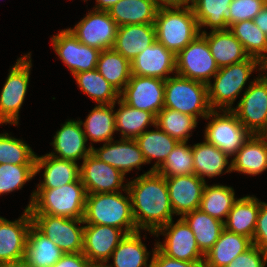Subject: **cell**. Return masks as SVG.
Returning <instances> with one entry per match:
<instances>
[{"mask_svg":"<svg viewBox=\"0 0 267 267\" xmlns=\"http://www.w3.org/2000/svg\"><path fill=\"white\" fill-rule=\"evenodd\" d=\"M137 230L151 235L173 220L166 177L151 169L127 182Z\"/></svg>","mask_w":267,"mask_h":267,"instance_id":"obj_1","label":"cell"},{"mask_svg":"<svg viewBox=\"0 0 267 267\" xmlns=\"http://www.w3.org/2000/svg\"><path fill=\"white\" fill-rule=\"evenodd\" d=\"M25 207L31 214L83 219L87 192L81 180L53 189H35Z\"/></svg>","mask_w":267,"mask_h":267,"instance_id":"obj_2","label":"cell"},{"mask_svg":"<svg viewBox=\"0 0 267 267\" xmlns=\"http://www.w3.org/2000/svg\"><path fill=\"white\" fill-rule=\"evenodd\" d=\"M115 193L87 194L84 224L108 225L122 229L126 234L137 232L128 190Z\"/></svg>","mask_w":267,"mask_h":267,"instance_id":"obj_3","label":"cell"},{"mask_svg":"<svg viewBox=\"0 0 267 267\" xmlns=\"http://www.w3.org/2000/svg\"><path fill=\"white\" fill-rule=\"evenodd\" d=\"M154 25L156 40L175 55L200 34L192 6L159 7Z\"/></svg>","mask_w":267,"mask_h":267,"instance_id":"obj_4","label":"cell"},{"mask_svg":"<svg viewBox=\"0 0 267 267\" xmlns=\"http://www.w3.org/2000/svg\"><path fill=\"white\" fill-rule=\"evenodd\" d=\"M258 69V70H257ZM254 71L260 70V61L249 57L239 63L219 68L214 83L207 84L208 101L212 110H231L238 95Z\"/></svg>","mask_w":267,"mask_h":267,"instance_id":"obj_5","label":"cell"},{"mask_svg":"<svg viewBox=\"0 0 267 267\" xmlns=\"http://www.w3.org/2000/svg\"><path fill=\"white\" fill-rule=\"evenodd\" d=\"M164 108L205 119L212 111L207 85L177 74L165 80Z\"/></svg>","mask_w":267,"mask_h":267,"instance_id":"obj_6","label":"cell"},{"mask_svg":"<svg viewBox=\"0 0 267 267\" xmlns=\"http://www.w3.org/2000/svg\"><path fill=\"white\" fill-rule=\"evenodd\" d=\"M31 67V53H28L20 56L10 68L0 93V124H19V112L27 94Z\"/></svg>","mask_w":267,"mask_h":267,"instance_id":"obj_7","label":"cell"},{"mask_svg":"<svg viewBox=\"0 0 267 267\" xmlns=\"http://www.w3.org/2000/svg\"><path fill=\"white\" fill-rule=\"evenodd\" d=\"M242 94L231 111L251 134L267 135V79L259 74Z\"/></svg>","mask_w":267,"mask_h":267,"instance_id":"obj_8","label":"cell"},{"mask_svg":"<svg viewBox=\"0 0 267 267\" xmlns=\"http://www.w3.org/2000/svg\"><path fill=\"white\" fill-rule=\"evenodd\" d=\"M205 119H209V123L204 130V139L230 157L251 135L231 110H212Z\"/></svg>","mask_w":267,"mask_h":267,"instance_id":"obj_9","label":"cell"},{"mask_svg":"<svg viewBox=\"0 0 267 267\" xmlns=\"http://www.w3.org/2000/svg\"><path fill=\"white\" fill-rule=\"evenodd\" d=\"M154 236L163 235L164 242H156V248L165 256L181 261L204 262V253L199 249L194 233L180 217L174 224H168L157 230Z\"/></svg>","mask_w":267,"mask_h":267,"instance_id":"obj_10","label":"cell"},{"mask_svg":"<svg viewBox=\"0 0 267 267\" xmlns=\"http://www.w3.org/2000/svg\"><path fill=\"white\" fill-rule=\"evenodd\" d=\"M218 70L207 39L202 34L176 55V74L179 76L207 85Z\"/></svg>","mask_w":267,"mask_h":267,"instance_id":"obj_11","label":"cell"},{"mask_svg":"<svg viewBox=\"0 0 267 267\" xmlns=\"http://www.w3.org/2000/svg\"><path fill=\"white\" fill-rule=\"evenodd\" d=\"M33 225L64 253H80L83 249V219L31 214ZM83 224V226L77 225Z\"/></svg>","mask_w":267,"mask_h":267,"instance_id":"obj_12","label":"cell"},{"mask_svg":"<svg viewBox=\"0 0 267 267\" xmlns=\"http://www.w3.org/2000/svg\"><path fill=\"white\" fill-rule=\"evenodd\" d=\"M118 25L108 11L92 9L72 29L68 30L82 43L99 50L113 49Z\"/></svg>","mask_w":267,"mask_h":267,"instance_id":"obj_13","label":"cell"},{"mask_svg":"<svg viewBox=\"0 0 267 267\" xmlns=\"http://www.w3.org/2000/svg\"><path fill=\"white\" fill-rule=\"evenodd\" d=\"M165 80L132 75L120 92V99L129 106L151 112L155 117L164 108Z\"/></svg>","mask_w":267,"mask_h":267,"instance_id":"obj_14","label":"cell"},{"mask_svg":"<svg viewBox=\"0 0 267 267\" xmlns=\"http://www.w3.org/2000/svg\"><path fill=\"white\" fill-rule=\"evenodd\" d=\"M51 42L72 75L96 69L101 50L82 44L68 29L52 36Z\"/></svg>","mask_w":267,"mask_h":267,"instance_id":"obj_15","label":"cell"},{"mask_svg":"<svg viewBox=\"0 0 267 267\" xmlns=\"http://www.w3.org/2000/svg\"><path fill=\"white\" fill-rule=\"evenodd\" d=\"M125 176L120 170L100 161L92 153L80 166V180L87 194L125 191L127 189V184H124Z\"/></svg>","mask_w":267,"mask_h":267,"instance_id":"obj_16","label":"cell"},{"mask_svg":"<svg viewBox=\"0 0 267 267\" xmlns=\"http://www.w3.org/2000/svg\"><path fill=\"white\" fill-rule=\"evenodd\" d=\"M126 233L108 225H84L82 253L93 266L103 267L109 263L111 254Z\"/></svg>","mask_w":267,"mask_h":267,"instance_id":"obj_17","label":"cell"},{"mask_svg":"<svg viewBox=\"0 0 267 267\" xmlns=\"http://www.w3.org/2000/svg\"><path fill=\"white\" fill-rule=\"evenodd\" d=\"M33 224L29 209L17 220L0 216V265L24 259L28 232Z\"/></svg>","mask_w":267,"mask_h":267,"instance_id":"obj_18","label":"cell"},{"mask_svg":"<svg viewBox=\"0 0 267 267\" xmlns=\"http://www.w3.org/2000/svg\"><path fill=\"white\" fill-rule=\"evenodd\" d=\"M92 154L125 175L134 168L140 170L141 165L147 164L135 139L120 138L119 141L113 139L103 143L99 149L93 146Z\"/></svg>","mask_w":267,"mask_h":267,"instance_id":"obj_19","label":"cell"},{"mask_svg":"<svg viewBox=\"0 0 267 267\" xmlns=\"http://www.w3.org/2000/svg\"><path fill=\"white\" fill-rule=\"evenodd\" d=\"M132 75L168 79L176 74V55L157 40L131 61Z\"/></svg>","mask_w":267,"mask_h":267,"instance_id":"obj_20","label":"cell"},{"mask_svg":"<svg viewBox=\"0 0 267 267\" xmlns=\"http://www.w3.org/2000/svg\"><path fill=\"white\" fill-rule=\"evenodd\" d=\"M169 198L174 214H184L199 209L206 181L195 174L166 177Z\"/></svg>","mask_w":267,"mask_h":267,"instance_id":"obj_21","label":"cell"},{"mask_svg":"<svg viewBox=\"0 0 267 267\" xmlns=\"http://www.w3.org/2000/svg\"><path fill=\"white\" fill-rule=\"evenodd\" d=\"M87 139L83 132L80 119L69 120L61 124V128L54 135V140L50 143L54 151L48 153L57 158L70 160L73 162L79 159L84 160L92 153V143L87 148Z\"/></svg>","mask_w":267,"mask_h":267,"instance_id":"obj_22","label":"cell"},{"mask_svg":"<svg viewBox=\"0 0 267 267\" xmlns=\"http://www.w3.org/2000/svg\"><path fill=\"white\" fill-rule=\"evenodd\" d=\"M42 168H44L43 181L37 184V189L58 188L80 179V165L77 162L57 158L49 154L36 156L35 175Z\"/></svg>","mask_w":267,"mask_h":267,"instance_id":"obj_23","label":"cell"},{"mask_svg":"<svg viewBox=\"0 0 267 267\" xmlns=\"http://www.w3.org/2000/svg\"><path fill=\"white\" fill-rule=\"evenodd\" d=\"M231 158L232 172L259 175L267 169V135L251 134Z\"/></svg>","mask_w":267,"mask_h":267,"instance_id":"obj_24","label":"cell"},{"mask_svg":"<svg viewBox=\"0 0 267 267\" xmlns=\"http://www.w3.org/2000/svg\"><path fill=\"white\" fill-rule=\"evenodd\" d=\"M155 41L154 24L122 25L118 27L113 49L132 61Z\"/></svg>","mask_w":267,"mask_h":267,"instance_id":"obj_25","label":"cell"},{"mask_svg":"<svg viewBox=\"0 0 267 267\" xmlns=\"http://www.w3.org/2000/svg\"><path fill=\"white\" fill-rule=\"evenodd\" d=\"M192 152L194 174L202 180L205 181V177L213 178L222 173L232 172L231 159L229 162L230 156L205 139L201 143L192 145Z\"/></svg>","mask_w":267,"mask_h":267,"instance_id":"obj_26","label":"cell"},{"mask_svg":"<svg viewBox=\"0 0 267 267\" xmlns=\"http://www.w3.org/2000/svg\"><path fill=\"white\" fill-rule=\"evenodd\" d=\"M206 39L210 52L219 68L242 62L249 58L242 44L229 30L200 31Z\"/></svg>","mask_w":267,"mask_h":267,"instance_id":"obj_27","label":"cell"},{"mask_svg":"<svg viewBox=\"0 0 267 267\" xmlns=\"http://www.w3.org/2000/svg\"><path fill=\"white\" fill-rule=\"evenodd\" d=\"M253 245L246 236L224 229L213 247L204 255V267H226Z\"/></svg>","mask_w":267,"mask_h":267,"instance_id":"obj_28","label":"cell"},{"mask_svg":"<svg viewBox=\"0 0 267 267\" xmlns=\"http://www.w3.org/2000/svg\"><path fill=\"white\" fill-rule=\"evenodd\" d=\"M159 7L156 0H119L108 12L118 26L154 24Z\"/></svg>","mask_w":267,"mask_h":267,"instance_id":"obj_29","label":"cell"},{"mask_svg":"<svg viewBox=\"0 0 267 267\" xmlns=\"http://www.w3.org/2000/svg\"><path fill=\"white\" fill-rule=\"evenodd\" d=\"M262 202L253 195L238 198L229 211L227 219H225V229L252 240Z\"/></svg>","mask_w":267,"mask_h":267,"instance_id":"obj_30","label":"cell"},{"mask_svg":"<svg viewBox=\"0 0 267 267\" xmlns=\"http://www.w3.org/2000/svg\"><path fill=\"white\" fill-rule=\"evenodd\" d=\"M64 252L41 233L33 224L31 225L26 244L24 260L31 267H52Z\"/></svg>","mask_w":267,"mask_h":267,"instance_id":"obj_31","label":"cell"},{"mask_svg":"<svg viewBox=\"0 0 267 267\" xmlns=\"http://www.w3.org/2000/svg\"><path fill=\"white\" fill-rule=\"evenodd\" d=\"M115 104L95 105L85 121L80 120L87 140L96 143L113 140L114 132H116Z\"/></svg>","mask_w":267,"mask_h":267,"instance_id":"obj_32","label":"cell"},{"mask_svg":"<svg viewBox=\"0 0 267 267\" xmlns=\"http://www.w3.org/2000/svg\"><path fill=\"white\" fill-rule=\"evenodd\" d=\"M140 233L126 234L111 254L113 264L106 263L103 267H151V262H147L150 252L142 243Z\"/></svg>","mask_w":267,"mask_h":267,"instance_id":"obj_33","label":"cell"},{"mask_svg":"<svg viewBox=\"0 0 267 267\" xmlns=\"http://www.w3.org/2000/svg\"><path fill=\"white\" fill-rule=\"evenodd\" d=\"M156 130H146L135 138L144 159L149 164L152 159L156 162L151 167L152 171H156L172 152L178 141L166 132L154 126Z\"/></svg>","mask_w":267,"mask_h":267,"instance_id":"obj_34","label":"cell"},{"mask_svg":"<svg viewBox=\"0 0 267 267\" xmlns=\"http://www.w3.org/2000/svg\"><path fill=\"white\" fill-rule=\"evenodd\" d=\"M182 218L194 233L198 247L204 254L213 247L225 229L224 222L200 209L188 212Z\"/></svg>","mask_w":267,"mask_h":267,"instance_id":"obj_35","label":"cell"},{"mask_svg":"<svg viewBox=\"0 0 267 267\" xmlns=\"http://www.w3.org/2000/svg\"><path fill=\"white\" fill-rule=\"evenodd\" d=\"M233 0H194L192 8L199 24V30L207 27L226 30L231 26L229 5Z\"/></svg>","mask_w":267,"mask_h":267,"instance_id":"obj_36","label":"cell"},{"mask_svg":"<svg viewBox=\"0 0 267 267\" xmlns=\"http://www.w3.org/2000/svg\"><path fill=\"white\" fill-rule=\"evenodd\" d=\"M116 103L119 109L115 111V124L121 138L135 139L146 131L147 126H155L156 117L151 112L135 109L121 99Z\"/></svg>","mask_w":267,"mask_h":267,"instance_id":"obj_37","label":"cell"},{"mask_svg":"<svg viewBox=\"0 0 267 267\" xmlns=\"http://www.w3.org/2000/svg\"><path fill=\"white\" fill-rule=\"evenodd\" d=\"M96 69L119 92L124 89L132 76L131 61L114 49L100 52Z\"/></svg>","mask_w":267,"mask_h":267,"instance_id":"obj_38","label":"cell"},{"mask_svg":"<svg viewBox=\"0 0 267 267\" xmlns=\"http://www.w3.org/2000/svg\"><path fill=\"white\" fill-rule=\"evenodd\" d=\"M237 200L232 187L221 184H205L199 209L211 217L225 222L224 218L227 219L229 211Z\"/></svg>","mask_w":267,"mask_h":267,"instance_id":"obj_39","label":"cell"},{"mask_svg":"<svg viewBox=\"0 0 267 267\" xmlns=\"http://www.w3.org/2000/svg\"><path fill=\"white\" fill-rule=\"evenodd\" d=\"M73 77L79 89L97 105L114 104L120 99V92L108 83L97 69L76 73Z\"/></svg>","mask_w":267,"mask_h":267,"instance_id":"obj_40","label":"cell"},{"mask_svg":"<svg viewBox=\"0 0 267 267\" xmlns=\"http://www.w3.org/2000/svg\"><path fill=\"white\" fill-rule=\"evenodd\" d=\"M197 121L198 119L192 115L163 108L156 115L155 126L178 142H188V139L192 136V130L197 127Z\"/></svg>","mask_w":267,"mask_h":267,"instance_id":"obj_41","label":"cell"},{"mask_svg":"<svg viewBox=\"0 0 267 267\" xmlns=\"http://www.w3.org/2000/svg\"><path fill=\"white\" fill-rule=\"evenodd\" d=\"M229 30L242 44L249 57L261 61L267 55V35L264 34L253 20L236 22Z\"/></svg>","mask_w":267,"mask_h":267,"instance_id":"obj_42","label":"cell"},{"mask_svg":"<svg viewBox=\"0 0 267 267\" xmlns=\"http://www.w3.org/2000/svg\"><path fill=\"white\" fill-rule=\"evenodd\" d=\"M156 172L164 177L194 174L191 144L187 145V142H178Z\"/></svg>","mask_w":267,"mask_h":267,"instance_id":"obj_43","label":"cell"},{"mask_svg":"<svg viewBox=\"0 0 267 267\" xmlns=\"http://www.w3.org/2000/svg\"><path fill=\"white\" fill-rule=\"evenodd\" d=\"M36 156L23 140L0 134V164L35 165Z\"/></svg>","mask_w":267,"mask_h":267,"instance_id":"obj_44","label":"cell"},{"mask_svg":"<svg viewBox=\"0 0 267 267\" xmlns=\"http://www.w3.org/2000/svg\"><path fill=\"white\" fill-rule=\"evenodd\" d=\"M34 176L35 165L0 164V195L22 189Z\"/></svg>","mask_w":267,"mask_h":267,"instance_id":"obj_45","label":"cell"},{"mask_svg":"<svg viewBox=\"0 0 267 267\" xmlns=\"http://www.w3.org/2000/svg\"><path fill=\"white\" fill-rule=\"evenodd\" d=\"M266 5L267 0H233L229 5L231 25L253 20Z\"/></svg>","mask_w":267,"mask_h":267,"instance_id":"obj_46","label":"cell"},{"mask_svg":"<svg viewBox=\"0 0 267 267\" xmlns=\"http://www.w3.org/2000/svg\"><path fill=\"white\" fill-rule=\"evenodd\" d=\"M267 252L262 251L254 244L245 252L238 255L226 267H265Z\"/></svg>","mask_w":267,"mask_h":267,"instance_id":"obj_47","label":"cell"},{"mask_svg":"<svg viewBox=\"0 0 267 267\" xmlns=\"http://www.w3.org/2000/svg\"><path fill=\"white\" fill-rule=\"evenodd\" d=\"M252 243L267 252V203L262 202L257 216V224L253 234Z\"/></svg>","mask_w":267,"mask_h":267,"instance_id":"obj_48","label":"cell"},{"mask_svg":"<svg viewBox=\"0 0 267 267\" xmlns=\"http://www.w3.org/2000/svg\"><path fill=\"white\" fill-rule=\"evenodd\" d=\"M154 246L150 259L151 267H204L203 262L181 261L169 258L156 248V243Z\"/></svg>","mask_w":267,"mask_h":267,"instance_id":"obj_49","label":"cell"},{"mask_svg":"<svg viewBox=\"0 0 267 267\" xmlns=\"http://www.w3.org/2000/svg\"><path fill=\"white\" fill-rule=\"evenodd\" d=\"M52 267H93L82 253H64Z\"/></svg>","mask_w":267,"mask_h":267,"instance_id":"obj_50","label":"cell"},{"mask_svg":"<svg viewBox=\"0 0 267 267\" xmlns=\"http://www.w3.org/2000/svg\"><path fill=\"white\" fill-rule=\"evenodd\" d=\"M253 21L267 35V5L255 16Z\"/></svg>","mask_w":267,"mask_h":267,"instance_id":"obj_51","label":"cell"},{"mask_svg":"<svg viewBox=\"0 0 267 267\" xmlns=\"http://www.w3.org/2000/svg\"><path fill=\"white\" fill-rule=\"evenodd\" d=\"M160 7L192 6L194 0H156Z\"/></svg>","mask_w":267,"mask_h":267,"instance_id":"obj_52","label":"cell"},{"mask_svg":"<svg viewBox=\"0 0 267 267\" xmlns=\"http://www.w3.org/2000/svg\"><path fill=\"white\" fill-rule=\"evenodd\" d=\"M119 0H96V5L93 7L97 11H108Z\"/></svg>","mask_w":267,"mask_h":267,"instance_id":"obj_53","label":"cell"},{"mask_svg":"<svg viewBox=\"0 0 267 267\" xmlns=\"http://www.w3.org/2000/svg\"><path fill=\"white\" fill-rule=\"evenodd\" d=\"M0 267H31L24 259L1 264Z\"/></svg>","mask_w":267,"mask_h":267,"instance_id":"obj_54","label":"cell"},{"mask_svg":"<svg viewBox=\"0 0 267 267\" xmlns=\"http://www.w3.org/2000/svg\"><path fill=\"white\" fill-rule=\"evenodd\" d=\"M260 74L267 79V55L260 61Z\"/></svg>","mask_w":267,"mask_h":267,"instance_id":"obj_55","label":"cell"}]
</instances>
